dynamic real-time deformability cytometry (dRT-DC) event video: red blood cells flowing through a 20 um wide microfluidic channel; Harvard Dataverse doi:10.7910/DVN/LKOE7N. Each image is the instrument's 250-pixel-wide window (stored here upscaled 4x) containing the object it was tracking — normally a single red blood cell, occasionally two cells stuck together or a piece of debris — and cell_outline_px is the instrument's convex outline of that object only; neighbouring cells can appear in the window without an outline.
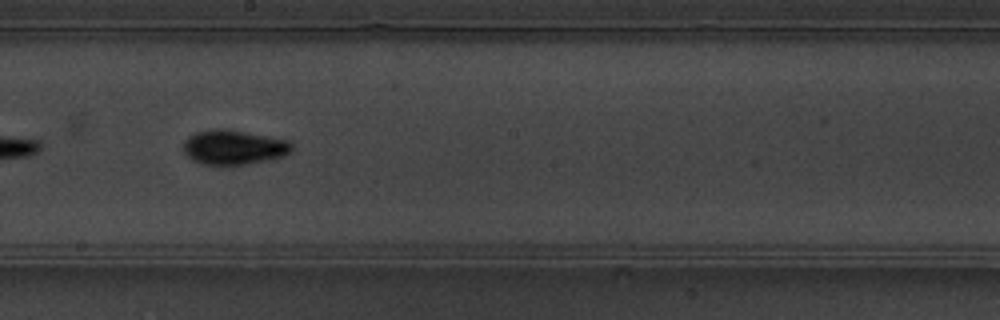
{"species": "common noctule bat (a hibernating species)", "species_latin": "Nyctalus noctula", "temperature_condition": "warm", "stored_images_in_passage": 10, "camera_frame_rate_fps": 3000, "um_per_image_px": 0.085, "animal": {"sex": "male", "body_mass_g": 19.5, "forearm_length_mm": 54.6}, "frame": {"image": 1, "passage_image": 9, "time_ms": 2.667, "image_size_px": [1000, 320], "cell_outline_px": [[292, 152], [284, 156], [244, 164], [200, 164], [192, 160], [184, 152], [184, 140], [188, 136], [196, 132], [212, 128], [220, 128], [244, 132], [288, 140], [292, 144]], "centroid_in_image_um": [19.84, 12.51], "position_along_channel_um": 228.4, "area_um2": 21.62}}